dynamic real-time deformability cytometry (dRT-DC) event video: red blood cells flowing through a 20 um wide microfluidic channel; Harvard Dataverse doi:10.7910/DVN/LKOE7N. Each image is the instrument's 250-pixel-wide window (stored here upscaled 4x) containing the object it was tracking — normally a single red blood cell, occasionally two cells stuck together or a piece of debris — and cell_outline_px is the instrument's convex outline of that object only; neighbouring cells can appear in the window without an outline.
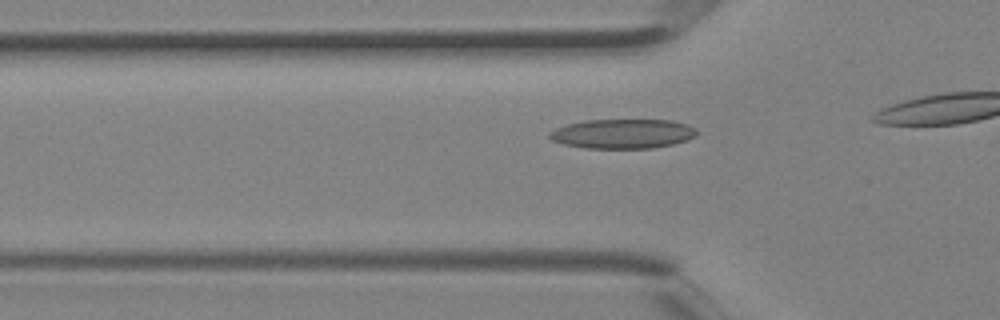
{"species": "Egyptian fruit bat (a non-hibernating species)", "species_latin": "Rousettus aegyptiacus", "temperature_condition": "room temperature", "stored_images_in_passage": 4, "camera_frame_rate_fps": 3000, "um_per_image_px": 0.085, "animal": {"sex": "female"}, "frame": {"image": 1, "passage_image": 2, "time_ms": 0.333, "image_size_px": [1000, 320], "cell_outline_px": [[696, 136], [688, 140], [672, 144], [652, 148], [584, 148], [564, 144], [552, 140], [548, 136], [548, 132], [556, 128], [568, 124], [584, 120], [672, 120], [688, 124], [696, 128]], "centroid_in_image_um": [52.94, 11.36], "position_along_channel_um": 72.9, "area_um2": 25.37}}
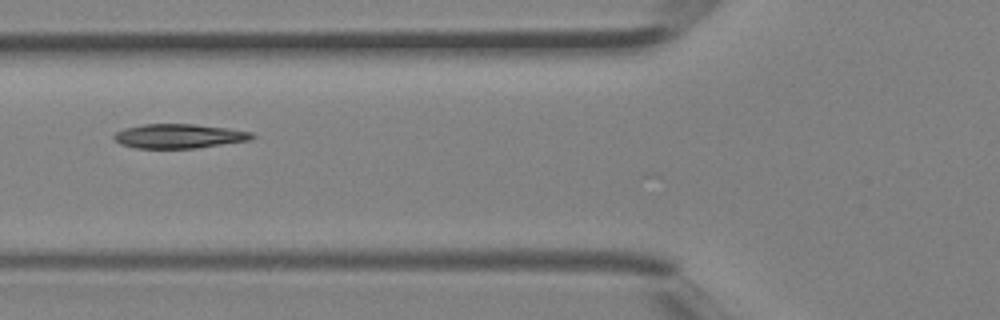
{"frame": {"image": 2, "passage_image": 4, "time_ms": 1.0, "image_size_px": [1000, 320], "cell_outline_px": [[256, 136], [252, 140], [196, 148], [136, 148], [120, 144], [112, 136], [116, 132], [124, 128], [144, 124], [192, 124], [228, 128], [252, 132]], "centroid_in_image_um": [15.24, 11.57], "position_along_channel_um": 110.6, "area_um2": 19.59}}